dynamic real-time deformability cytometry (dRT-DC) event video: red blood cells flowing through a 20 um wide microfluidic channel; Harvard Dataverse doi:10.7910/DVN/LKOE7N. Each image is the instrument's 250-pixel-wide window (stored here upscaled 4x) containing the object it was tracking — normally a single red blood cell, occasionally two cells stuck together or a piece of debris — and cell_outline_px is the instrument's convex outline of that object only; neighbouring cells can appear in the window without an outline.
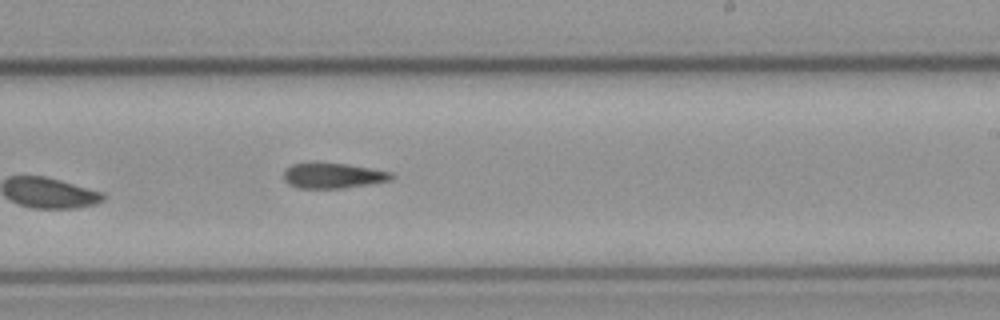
{"species": "common noctule bat (a hibernating species)", "species_latin": "Nyctalus noctula", "temperature_condition": "cold", "stored_images_in_passage": 9, "camera_frame_rate_fps": 3000, "um_per_image_px": 0.085, "animal": {"sex": "male", "body_mass_g": 23.1, "forearm_length_mm": 52.7}, "frame": {"image": 1, "passage_image": 9, "time_ms": 10.667, "image_size_px": [1000, 320], "cell_outline_px": [[396, 176], [392, 180], [344, 188], [300, 188], [288, 184], [284, 180], [284, 168], [292, 164], [344, 164], [392, 172]], "centroid_in_image_um": [28.32, 14.95], "position_along_channel_um": 260.7, "area_um2": 15.61}}